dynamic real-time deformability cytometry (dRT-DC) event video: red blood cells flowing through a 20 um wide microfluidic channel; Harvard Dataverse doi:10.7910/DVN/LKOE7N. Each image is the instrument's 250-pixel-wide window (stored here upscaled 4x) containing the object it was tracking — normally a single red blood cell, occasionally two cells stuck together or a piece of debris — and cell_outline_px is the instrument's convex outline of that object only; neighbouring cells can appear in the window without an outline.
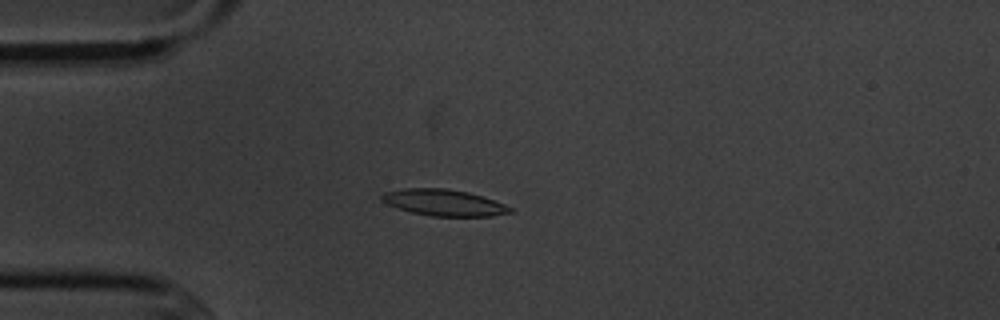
{"species": "common noctule bat (a hibernating species)", "species_latin": "Nyctalus noctula", "temperature_condition": "cold", "stored_images_in_passage": 7, "camera_frame_rate_fps": 3000, "um_per_image_px": 0.085, "animal": {"sex": "male", "body_mass_g": 20.1, "forearm_length_mm": 53.5}, "frame": {"image": 1, "passage_image": 4, "time_ms": 4.333, "image_size_px": [1000, 320], "cell_outline_px": [[516, 212], [492, 216], [432, 216], [412, 212], [388, 204], [380, 200], [380, 196], [384, 192], [404, 188], [448, 188], [468, 192], [504, 204], [512, 208]], "centroid_in_image_um": [37.74, 17.22], "position_along_channel_um": 47.3, "area_um2": 19.65}}
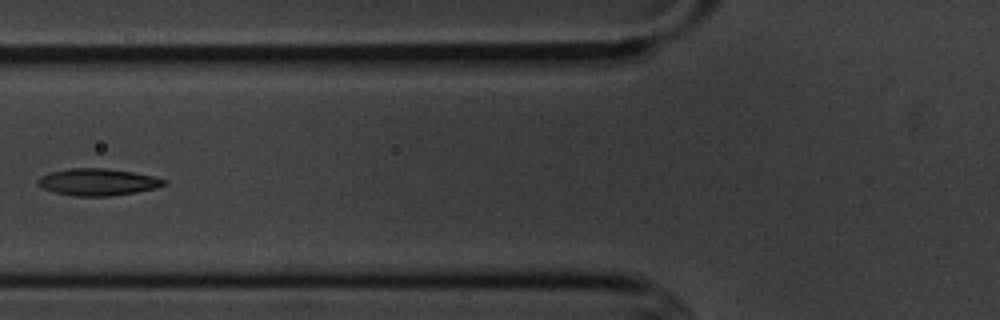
{"frame": {"image": 2, "passage_image": 6, "time_ms": 6.667, "image_size_px": [1000, 320], "cell_outline_px": [[168, 184], [156, 188], [136, 192], [108, 196], [76, 196], [56, 192], [44, 188], [36, 184], [36, 180], [40, 176], [48, 172], [68, 168], [104, 168], [132, 172], [152, 176], [168, 180]], "centroid_in_image_um": [8.3, 15.46], "position_along_channel_um": 117.5, "area_um2": 19.83}}
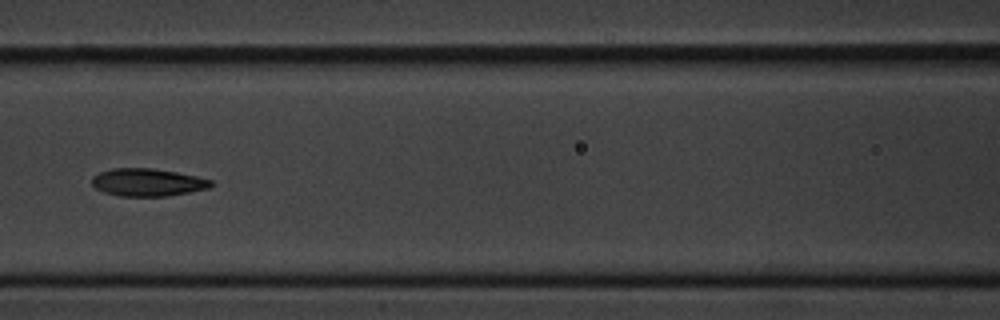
{"frame": {"image": 3, "passage_image": 7, "time_ms": 7.667, "image_size_px": [1000, 320], "cell_outline_px": [[212, 184], [208, 188], [188, 192], [164, 196], [120, 196], [104, 192], [96, 188], [92, 184], [92, 176], [100, 172], [112, 168], [152, 168], [176, 172], [196, 176], [212, 180]], "centroid_in_image_um": [12.51, 15.49], "position_along_channel_um": 154.1, "area_um2": 19.02}}